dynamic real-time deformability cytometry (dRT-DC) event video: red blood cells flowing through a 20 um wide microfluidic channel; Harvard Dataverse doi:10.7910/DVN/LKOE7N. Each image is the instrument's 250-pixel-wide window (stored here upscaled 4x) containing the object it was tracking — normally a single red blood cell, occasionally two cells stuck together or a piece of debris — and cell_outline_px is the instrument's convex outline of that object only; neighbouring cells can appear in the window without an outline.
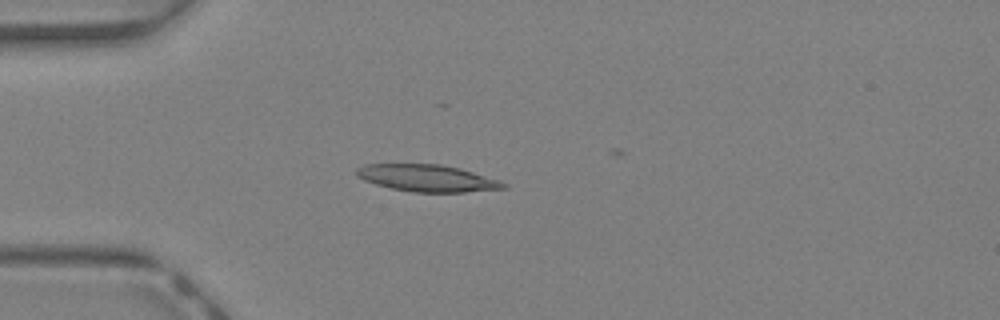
{"species": "Egyptian fruit bat (a non-hibernating species)", "species_latin": "Rousettus aegyptiacus", "temperature_condition": "warm", "stored_images_in_passage": 31, "camera_frame_rate_fps": 3000, "um_per_image_px": 0.085, "animal": {"sex": "female"}, "frame": {"image": 1, "passage_image": 1, "time_ms": 0.0, "image_size_px": [1000, 320], "cell_outline_px": [[508, 188], [464, 192], [412, 192], [392, 188], [376, 184], [364, 180], [356, 176], [356, 168], [364, 164], [440, 164], [460, 168], [500, 180], [508, 184]], "centroid_in_image_um": [36.33, 15.14], "position_along_channel_um": 48.7, "area_um2": 23.12}}
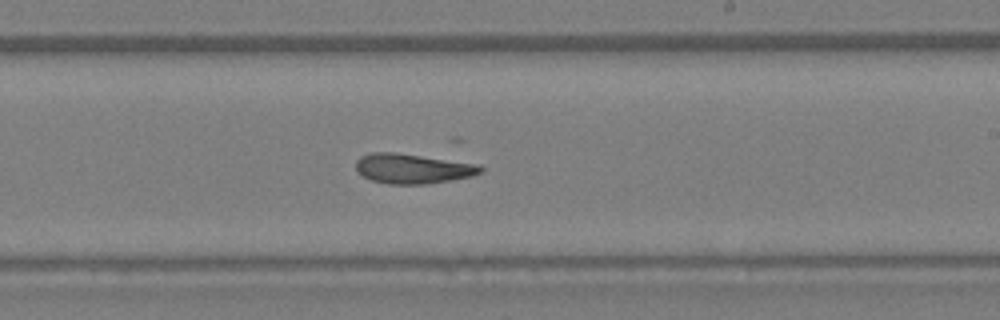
{"frame": {"image": 2, "passage_image": 15, "time_ms": 4.667, "image_size_px": [1000, 320], "cell_outline_px": [[484, 172], [472, 176], [428, 184], [388, 184], [372, 180], [356, 172], [356, 160], [360, 156], [372, 152], [396, 152], [480, 164], [484, 168]], "centroid_in_image_um": [35.09, 14.32], "position_along_channel_um": 253.9, "area_um2": 21.91}}
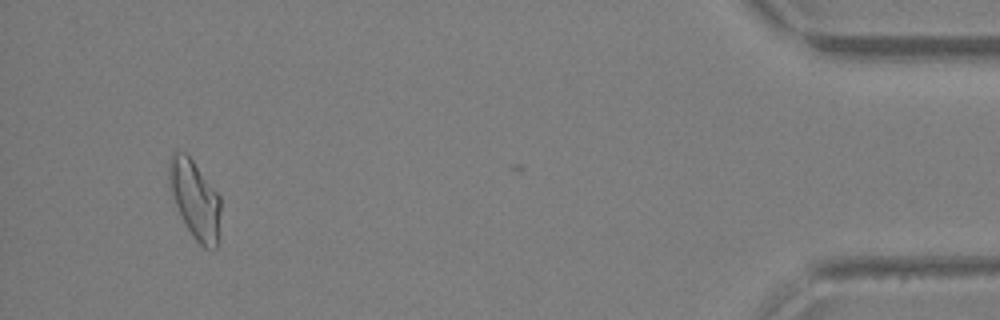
{"frame": {"image": 3, "passage_image": 30, "time_ms": 9.667, "image_size_px": [1000, 320], "cell_outline_px": [[220, 212], [216, 248], [212, 252], [204, 248], [192, 236], [176, 204], [168, 184], [168, 160], [172, 152], [184, 152], [192, 160], [220, 196]], "centroid_in_image_um": [16.56, 16.95], "position_along_channel_um": 418.6, "area_um2": 23.24}, "authors_computed_cell_mechanics": {"area_um2": 21.9062, "velocity_mm_per_s": 4.7496, "shape_relaxation_time_tau1_ms": null, "shape_relaxation_time_tau2_ms": 4.3739, "deformation_change_tau1": null, "deformation_change_tau2": 0.1311}}